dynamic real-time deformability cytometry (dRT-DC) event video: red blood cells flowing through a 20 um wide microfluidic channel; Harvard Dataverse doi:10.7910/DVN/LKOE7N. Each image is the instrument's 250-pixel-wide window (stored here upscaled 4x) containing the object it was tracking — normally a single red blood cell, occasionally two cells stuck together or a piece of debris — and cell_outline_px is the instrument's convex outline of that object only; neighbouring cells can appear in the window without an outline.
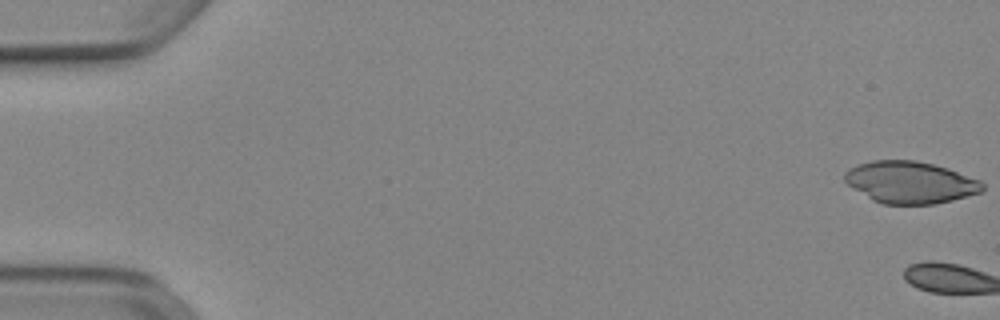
{"species": "Egyptian fruit bat (a non-hibernating species)", "species_latin": "Rousettus aegyptiacus", "temperature_condition": "cold", "stored_images_in_passage": 3, "camera_frame_rate_fps": 3000, "um_per_image_px": 0.085, "animal": {"sex": "female"}, "frame": {"image": 1, "passage_image": 1, "time_ms": 0.0, "image_size_px": [1000, 320], "cell_outline_px": [[984, 192], [936, 204], [884, 204], [872, 200], [852, 188], [844, 180], [844, 172], [848, 168], [872, 160], [916, 160], [948, 168], [980, 180], [984, 184]], "centroid_in_image_um": [77.38, 15.5], "position_along_channel_um": 7.6, "area_um2": 33.87}}